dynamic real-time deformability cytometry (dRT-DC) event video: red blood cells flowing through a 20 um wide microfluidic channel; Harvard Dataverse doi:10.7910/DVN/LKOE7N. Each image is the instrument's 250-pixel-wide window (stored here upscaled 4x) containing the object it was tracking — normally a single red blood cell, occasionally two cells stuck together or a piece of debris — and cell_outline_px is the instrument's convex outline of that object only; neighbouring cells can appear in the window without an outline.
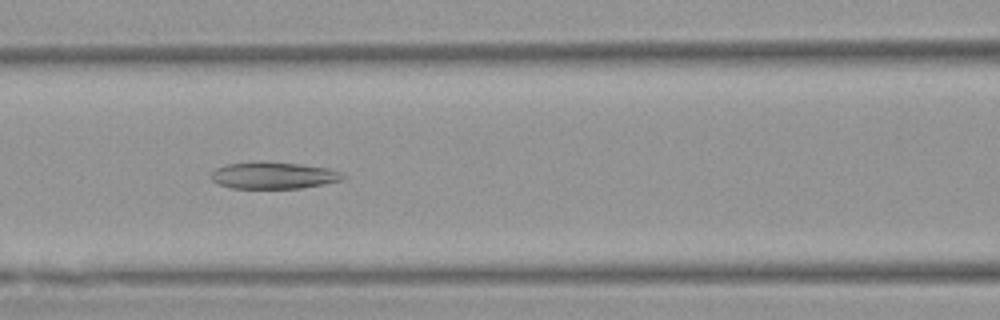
{"species": "Egyptian fruit bat (a non-hibernating species)", "species_latin": "Rousettus aegyptiacus", "temperature_condition": "warm", "stored_images_in_passage": 53, "camera_frame_rate_fps": 3000, "um_per_image_px": 0.085, "animal": {"sex": "female"}, "frame": {"image": 1, "passage_image": 23, "time_ms": 7.333, "image_size_px": [1000, 320], "cell_outline_px": [[344, 180], [324, 184], [300, 188], [232, 188], [220, 184], [212, 180], [212, 172], [216, 168], [228, 164], [256, 160], [260, 160], [300, 164], [328, 168], [340, 172], [344, 176]], "centroid_in_image_um": [23.25, 14.89], "position_along_channel_um": 143.4, "area_um2": 20.69}}
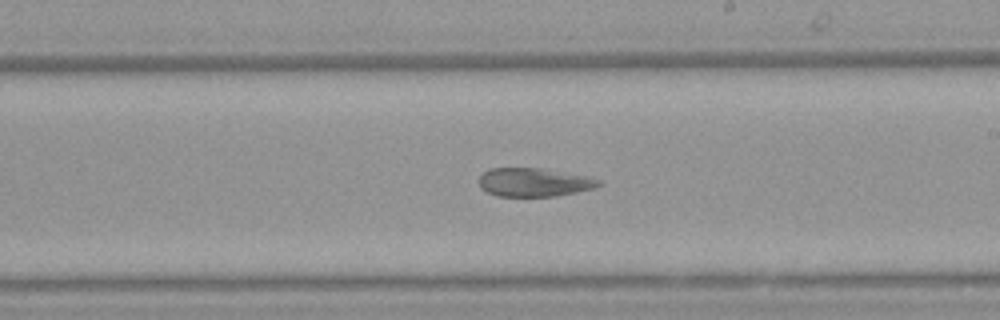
{"frame": {"image": 2, "passage_image": 31, "time_ms": 10.0, "image_size_px": [1000, 320], "cell_outline_px": [[604, 184], [592, 188], [576, 192], [556, 196], [496, 196], [480, 188], [480, 176], [488, 168], [540, 168], [592, 176], [600, 180]], "centroid_in_image_um": [45.43, 15.48], "position_along_channel_um": 243.6, "area_um2": 20.06}}
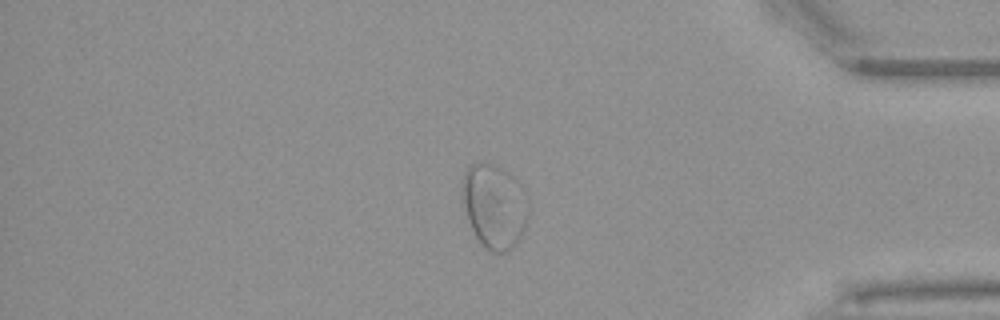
{"frame": {"image": 3, "passage_image": 45, "time_ms": 14.667, "image_size_px": [1000, 320], "cell_outline_px": [[528, 220], [520, 236], [512, 248], [508, 252], [492, 252], [484, 248], [480, 244], [472, 228], [468, 216], [460, 188], [460, 180], [468, 164], [492, 164], [504, 168], [524, 188], [528, 196]], "centroid_in_image_um": [42.03, 17.5], "position_along_channel_um": 393.2, "area_um2": 32.77}}